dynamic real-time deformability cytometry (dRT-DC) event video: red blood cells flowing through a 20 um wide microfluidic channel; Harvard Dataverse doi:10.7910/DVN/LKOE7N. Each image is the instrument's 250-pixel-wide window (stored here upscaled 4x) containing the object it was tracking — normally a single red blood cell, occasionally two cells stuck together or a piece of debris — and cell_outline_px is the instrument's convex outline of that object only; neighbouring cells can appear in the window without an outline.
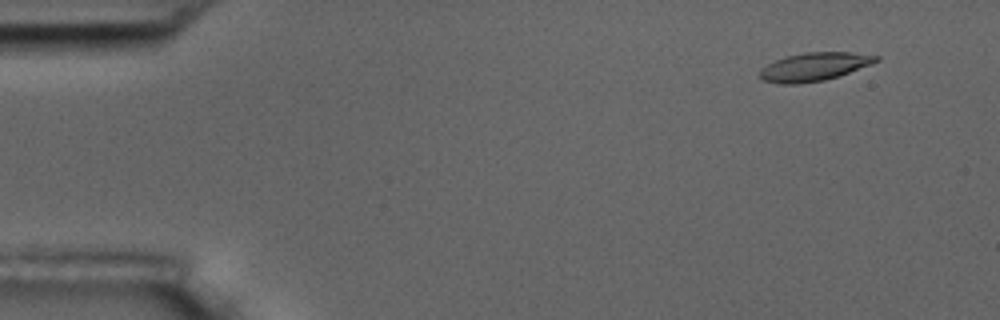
{"species": "common noctule bat (a hibernating species)", "species_latin": "Nyctalus noctula", "temperature_condition": "room temperature", "stored_images_in_passage": 6, "camera_frame_rate_fps": 3000, "um_per_image_px": 0.085, "animal": {"sex": "male", "body_mass_g": 17.5, "forearm_length_mm": 52.3}, "frame": {"image": 1, "passage_image": 2, "time_ms": 1.0, "image_size_px": [1000, 320], "cell_outline_px": [[880, 60], [872, 64], [824, 80], [796, 84], [780, 84], [760, 80], [760, 68], [776, 60], [788, 56], [804, 52], [848, 52], [880, 56]], "centroid_in_image_um": [69.18, 5.67], "position_along_channel_um": 15.8, "area_um2": 19.02}}